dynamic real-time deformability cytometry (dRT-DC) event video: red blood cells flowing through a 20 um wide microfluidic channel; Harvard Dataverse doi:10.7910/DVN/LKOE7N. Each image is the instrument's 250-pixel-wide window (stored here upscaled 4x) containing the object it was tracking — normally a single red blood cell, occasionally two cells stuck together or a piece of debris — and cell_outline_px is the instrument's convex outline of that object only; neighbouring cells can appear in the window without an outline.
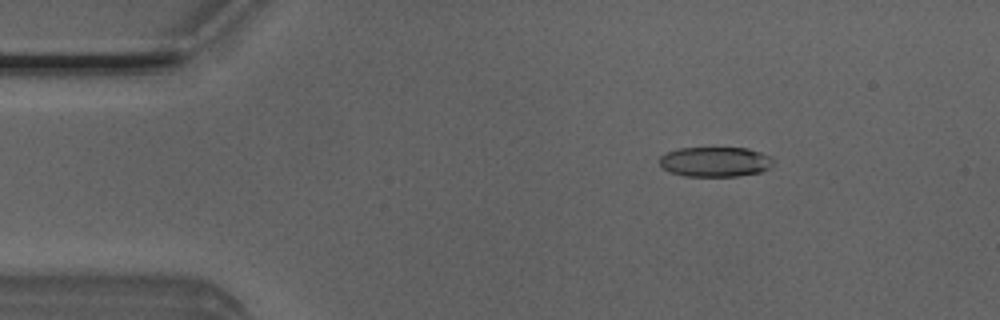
{"species": "Egyptian fruit bat (a non-hibernating species)", "species_latin": "Rousettus aegyptiacus", "temperature_condition": "room temperature", "stored_images_in_passage": 51, "camera_frame_rate_fps": 3000, "um_per_image_px": 0.085, "animal": {"sex": "male"}, "frame": {"image": 1, "passage_image": 8, "time_ms": 2.333, "image_size_px": [1000, 320], "cell_outline_px": [[772, 164], [768, 168], [760, 172], [736, 176], [684, 176], [668, 172], [660, 164], [660, 156], [668, 152], [680, 148], [748, 148], [760, 152], [768, 156], [772, 160]], "centroid_in_image_um": [60.76, 13.75], "position_along_channel_um": 24.2, "area_um2": 19.65}}
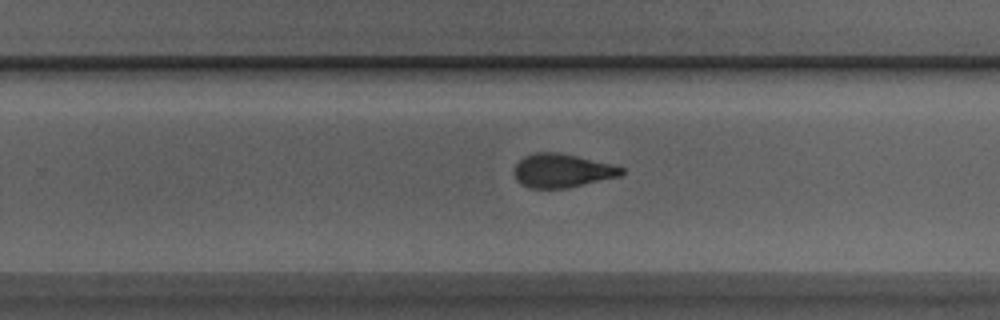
{"frame": {"image": 2, "passage_image": 32, "time_ms": 10.333, "image_size_px": [1000, 320], "cell_outline_px": [[624, 172], [620, 176], [568, 188], [528, 188], [520, 184], [516, 180], [512, 172], [516, 164], [524, 156], [536, 152], [556, 152], [576, 156], [612, 164], [624, 168]], "centroid_in_image_um": [47.74, 14.51], "position_along_channel_um": 282.1, "area_um2": 21.15}}
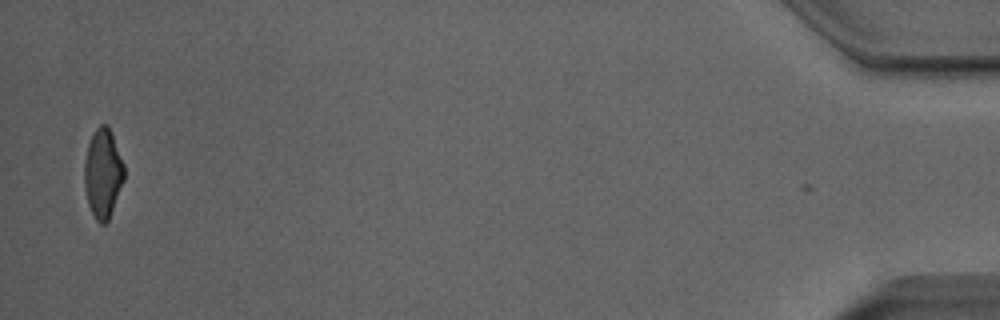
{"frame": {"image": 3, "passage_image": 50, "time_ms": 16.333, "image_size_px": [1000, 320], "cell_outline_px": [[124, 180], [108, 220], [104, 224], [100, 224], [96, 220], [88, 204], [84, 184], [84, 160], [88, 144], [96, 128], [100, 124], [108, 124], [124, 164]], "centroid_in_image_um": [8.74, 14.72], "position_along_channel_um": 426.5, "area_um2": 20.58}, "authors_computed_cell_mechanics": {"area_um2": 21.386, "velocity_mm_per_s": 4.0291, "shape_relaxation_time_tau1_ms": 4.5689, "shape_relaxation_time_tau2_ms": 2.0996, "deformation_change_tau1": 0.1702, "deformation_change_tau2": 0.09}}